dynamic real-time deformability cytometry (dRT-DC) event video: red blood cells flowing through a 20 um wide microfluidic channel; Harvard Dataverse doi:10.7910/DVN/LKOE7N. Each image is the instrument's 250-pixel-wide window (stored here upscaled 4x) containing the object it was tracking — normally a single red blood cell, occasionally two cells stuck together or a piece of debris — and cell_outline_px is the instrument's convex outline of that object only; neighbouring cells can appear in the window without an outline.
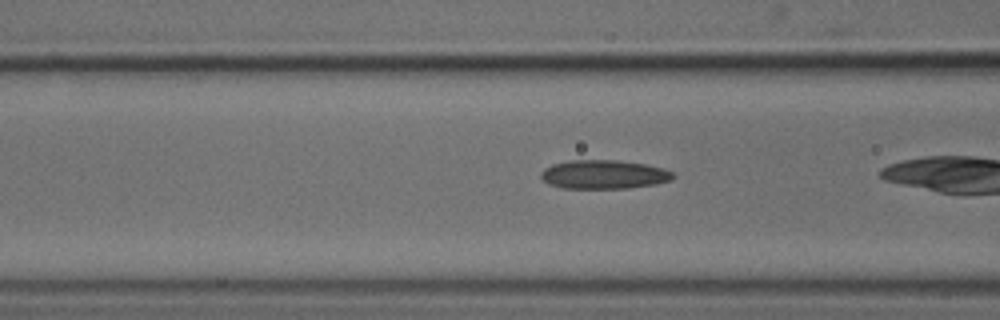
{"species": "common noctule bat (a hibernating species)", "species_latin": "Nyctalus noctula", "temperature_condition": "cold", "stored_images_in_passage": 39, "camera_frame_rate_fps": 3000, "um_per_image_px": 0.085, "animal": {"sex": "male", "body_mass_g": 18.8}, "frame": {"image": 1, "passage_image": 19, "time_ms": 6.0, "image_size_px": [1000, 320], "cell_outline_px": [[676, 176], [672, 180], [656, 184], [628, 188], [560, 188], [548, 184], [540, 176], [540, 172], [544, 168], [552, 164], [568, 160], [616, 160], [644, 164], [664, 168], [672, 172]], "centroid_in_image_um": [51.32, 14.83], "position_along_channel_um": 115.3, "area_um2": 22.37}}
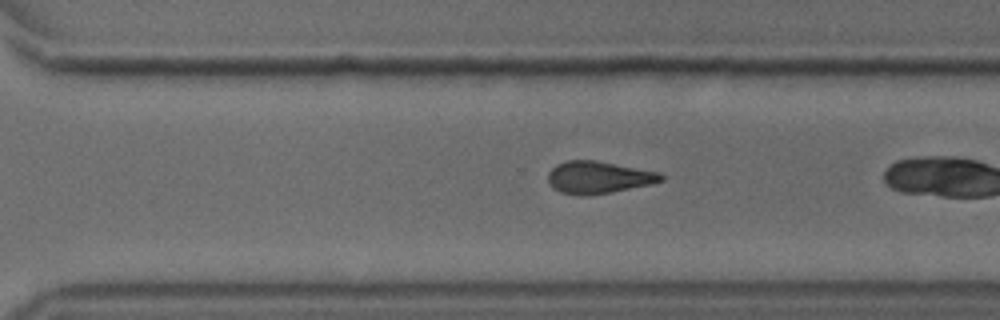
{"frame": {"image": 2, "passage_image": 35, "time_ms": 11.333, "image_size_px": [1000, 320], "cell_outline_px": [[664, 180], [652, 184], [612, 192], [584, 196], [580, 196], [560, 192], [552, 188], [548, 180], [548, 172], [556, 164], [564, 160], [596, 160], [660, 172], [664, 176]], "centroid_in_image_um": [50.86, 15.07], "position_along_channel_um": 319.7, "area_um2": 21.5}}
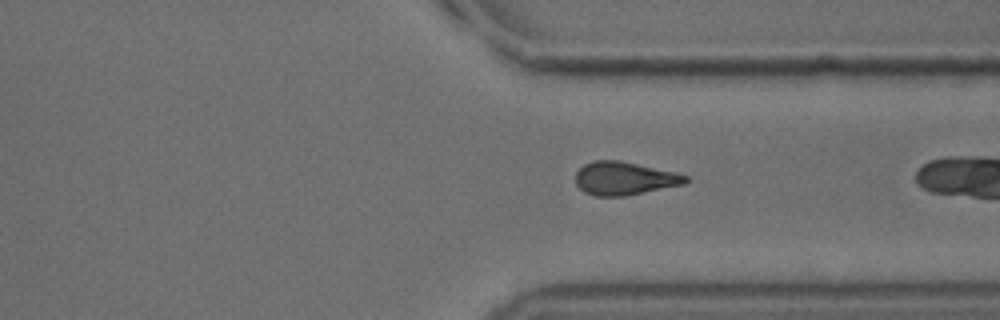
{"frame": {"image": 3, "passage_image": 38, "time_ms": 12.333, "image_size_px": [1000, 320], "cell_outline_px": [[688, 180], [684, 184], [624, 196], [596, 196], [584, 192], [576, 184], [576, 172], [584, 164], [592, 160], [620, 160], [676, 172], [688, 176]], "centroid_in_image_um": [53.06, 15.15], "position_along_channel_um": 358.3, "area_um2": 21.27}}